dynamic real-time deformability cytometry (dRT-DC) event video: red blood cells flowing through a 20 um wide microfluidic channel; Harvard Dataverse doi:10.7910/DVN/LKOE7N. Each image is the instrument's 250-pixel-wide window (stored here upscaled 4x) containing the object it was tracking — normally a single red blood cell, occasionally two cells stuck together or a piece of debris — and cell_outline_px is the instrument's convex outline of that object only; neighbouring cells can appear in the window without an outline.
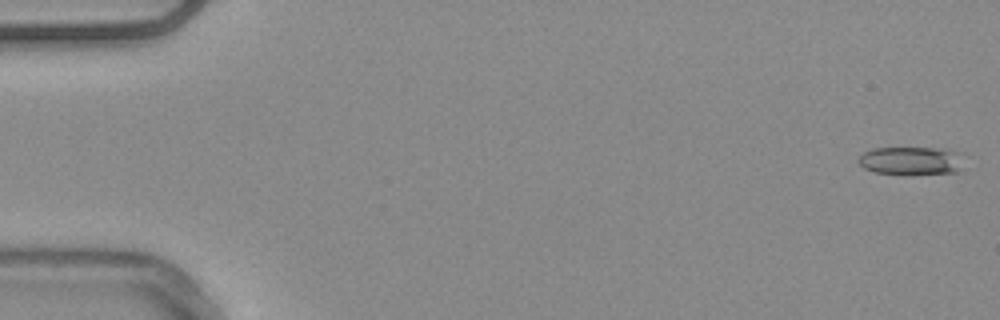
{"species": "common noctule bat (a hibernating species)", "species_latin": "Nyctalus noctula", "temperature_condition": "warm", "stored_images_in_passage": 54, "camera_frame_rate_fps": 3000, "um_per_image_px": 0.085, "animal": {"sex": "male", "body_mass_g": 20.4}, "frame": {"image": 1, "passage_image": 1, "time_ms": 0.0, "image_size_px": [1000, 320], "cell_outline_px": [[960, 172], [912, 176], [904, 176], [876, 172], [864, 168], [856, 160], [864, 152], [872, 148], [944, 148], [956, 152]], "centroid_in_image_um": [77.36, 13.7], "position_along_channel_um": 7.6, "area_um2": 17.57}}
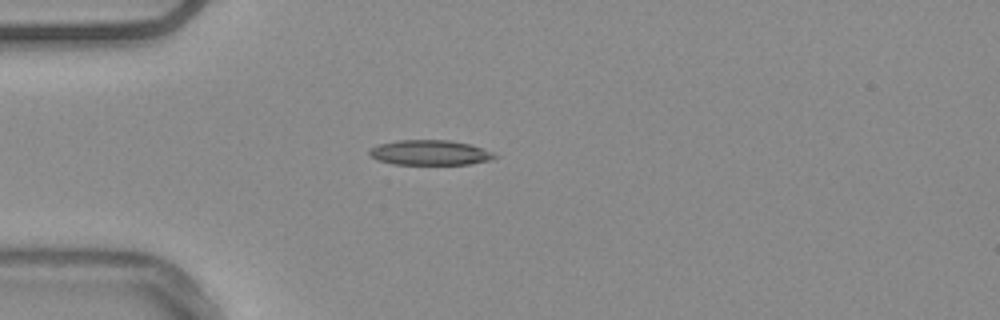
{"frame": {"image": 2, "passage_image": 15, "time_ms": 4.667, "image_size_px": [1000, 320], "cell_outline_px": [[500, 156], [488, 160], [468, 164], [392, 164], [380, 160], [372, 156], [368, 152], [372, 148], [380, 144], [396, 140], [452, 140], [472, 144], [492, 152]], "centroid_in_image_um": [36.59, 12.96], "position_along_channel_um": 48.4, "area_um2": 18.15}}
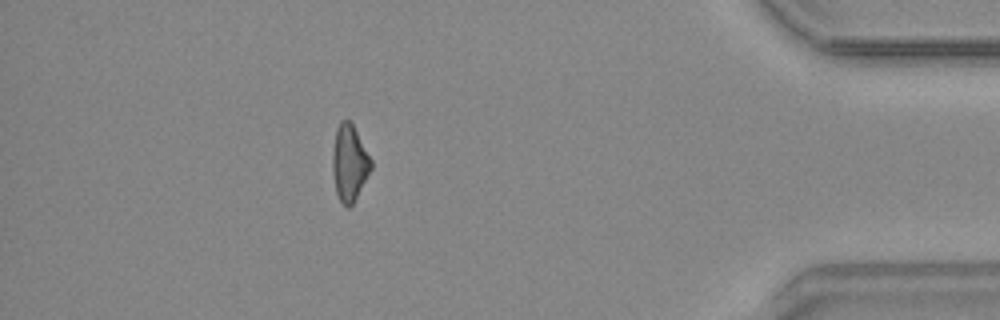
{"frame": {"image": 3, "passage_image": 48, "time_ms": 15.667, "image_size_px": [1000, 320], "cell_outline_px": [[372, 168], [352, 204], [348, 208], [340, 200], [336, 192], [332, 168], [332, 148], [336, 128], [340, 120], [348, 120], [352, 124], [372, 160]], "centroid_in_image_um": [29.68, 13.82], "position_along_channel_um": 405.5, "area_um2": 16.94}, "authors_computed_cell_mechanics": {"area_um2": 17.5423, "velocity_mm_per_s": 3.781, "shape_relaxation_time_tau1_ms": null, "shape_relaxation_time_tau2_ms": 11.3274, "deformation_change_tau1": null, "deformation_change_tau2": 0.2657}}